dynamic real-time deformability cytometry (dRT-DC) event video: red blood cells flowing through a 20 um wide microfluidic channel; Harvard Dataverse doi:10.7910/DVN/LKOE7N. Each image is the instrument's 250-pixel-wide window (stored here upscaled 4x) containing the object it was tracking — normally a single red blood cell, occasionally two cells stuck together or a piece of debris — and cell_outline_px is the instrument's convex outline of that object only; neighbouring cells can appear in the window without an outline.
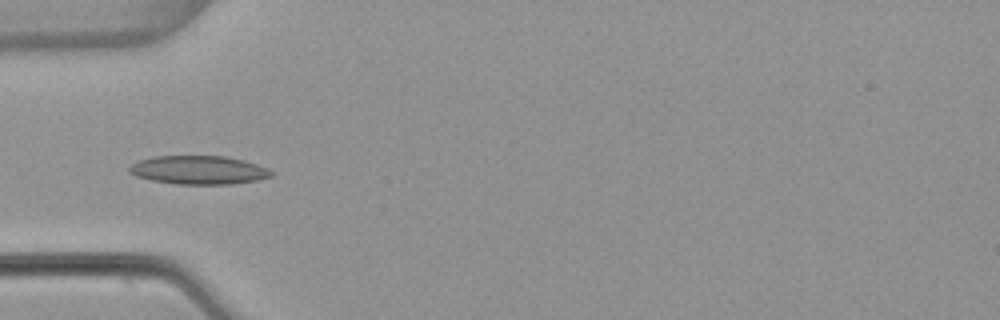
{"species": "common noctule bat (a hibernating species)", "species_latin": "Nyctalus noctula", "temperature_condition": "warm", "stored_images_in_passage": 4, "camera_frame_rate_fps": 3000, "um_per_image_px": 0.085, "animal": {"sex": "female", "body_mass_g": 22.7, "forearm_length_mm": 54.2}, "frame": {"image": 1, "passage_image": 1, "time_ms": 0.0, "image_size_px": [1000, 320], "cell_outline_px": [[272, 176], [256, 180], [232, 184], [176, 184], [152, 180], [136, 176], [128, 172], [128, 168], [132, 164], [140, 160], [152, 156], [224, 156], [244, 160], [268, 168], [272, 172]], "centroid_in_image_um": [16.87, 14.45], "position_along_channel_um": 68.1, "area_um2": 23.58}}